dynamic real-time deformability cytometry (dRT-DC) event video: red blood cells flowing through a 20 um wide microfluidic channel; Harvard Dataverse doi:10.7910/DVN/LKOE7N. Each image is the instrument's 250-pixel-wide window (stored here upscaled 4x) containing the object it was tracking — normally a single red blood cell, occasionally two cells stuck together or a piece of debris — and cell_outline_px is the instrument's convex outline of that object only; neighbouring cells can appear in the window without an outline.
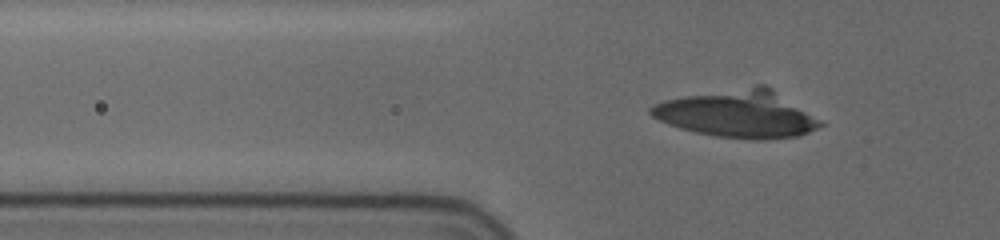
{"species": "human", "species_latin": "Homo sapiens", "temperature_condition": "cold", "stored_images_in_passage": 43, "segment_of_instrument_passage": [1, 2], "camera_frame_rate_fps": 3000, "um_per_image_px": 0.085, "donor": {"sex": "female"}, "frame": {"image": 1, "passage_image": 5, "time_ms": 1.333, "image_size_px": [1000, 240], "cell_outline_px": [[824, 124], [808, 132], [796, 136], [760, 140], [756, 140], [716, 136], [696, 132], [680, 128], [668, 124], [652, 116], [648, 112], [648, 108], [664, 100], [684, 96], [756, 84], [764, 84], [772, 88], [824, 120]], "centroid_in_image_um": [62.76, 9.67], "position_along_channel_um": 63.0, "area_um2": 46.82}}
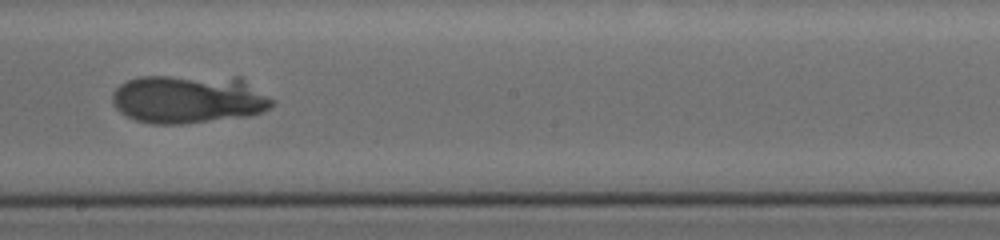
{"frame": {"image": 2, "passage_image": 20, "time_ms": 6.333, "image_size_px": [1000, 240], "cell_outline_px": [[276, 100], [264, 112], [248, 116], [180, 124], [152, 124], [136, 120], [120, 112], [112, 104], [112, 92], [120, 84], [136, 76], [240, 76]], "centroid_in_image_um": [16.05, 8.4], "position_along_channel_um": 232.2, "area_um2": 45.84}}
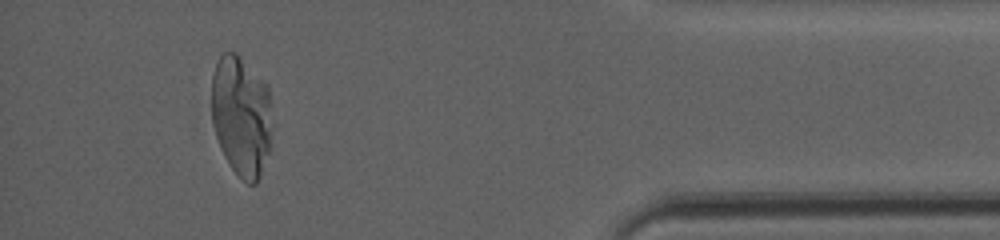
{"frame": {"image": 3, "passage_image": 38, "time_ms": 12.333, "image_size_px": [1000, 240], "cell_outline_px": [[272, 124], [268, 152], [260, 176], [256, 184], [248, 184], [228, 164], [220, 148], [212, 124], [212, 76], [216, 64], [220, 56], [224, 52], [236, 52], [268, 84]], "centroid_in_image_um": [20.51, 9.83], "position_along_channel_um": 414.7, "area_um2": 42.77}}